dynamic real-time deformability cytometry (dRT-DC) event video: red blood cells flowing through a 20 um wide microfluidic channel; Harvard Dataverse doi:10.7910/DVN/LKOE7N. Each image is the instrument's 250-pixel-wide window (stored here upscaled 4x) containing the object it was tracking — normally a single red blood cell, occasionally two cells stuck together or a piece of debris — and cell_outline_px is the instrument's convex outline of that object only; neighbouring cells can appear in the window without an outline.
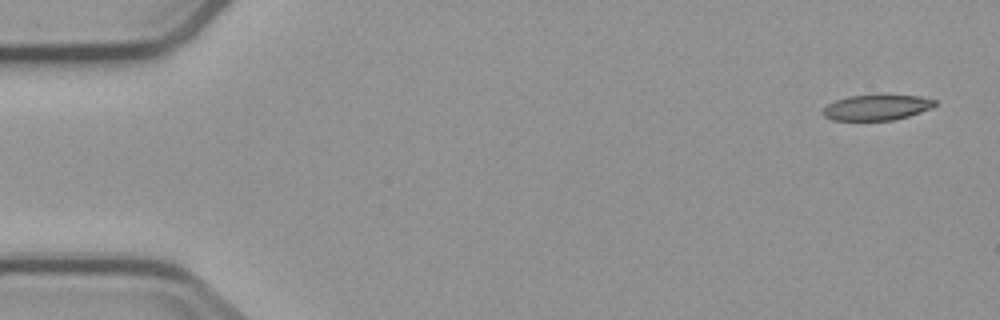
{"species": "common noctule bat (a hibernating species)", "species_latin": "Nyctalus noctula", "temperature_condition": "cold", "stored_images_in_passage": 5, "camera_frame_rate_fps": 3000, "um_per_image_px": 0.085, "animal": {"sex": "male", "body_mass_g": 23.1, "forearm_length_mm": 52.7}, "frame": {"image": 1, "passage_image": 1, "time_ms": 0.0, "image_size_px": [1000, 320], "cell_outline_px": [[936, 104], [932, 108], [908, 116], [892, 120], [832, 120], [824, 116], [820, 112], [828, 104], [836, 100], [848, 96], [920, 96], [936, 100]], "centroid_in_image_um": [74.5, 9.15], "position_along_channel_um": 10.5, "area_um2": 16.36}}
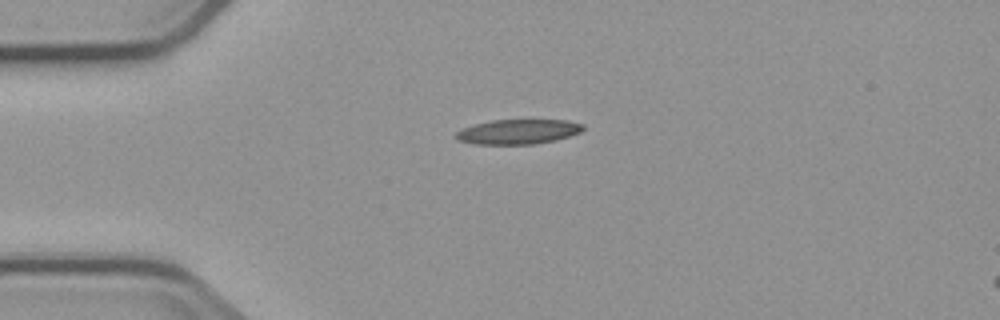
{"frame": {"image": 2, "passage_image": 4, "time_ms": 3.667, "image_size_px": [1000, 320], "cell_outline_px": [[584, 128], [580, 132], [556, 140], [536, 144], [476, 144], [460, 140], [456, 136], [456, 132], [472, 124], [492, 120], [568, 120], [584, 124]], "centroid_in_image_um": [44.07, 11.19], "position_along_channel_um": 40.9, "area_um2": 18.26}}